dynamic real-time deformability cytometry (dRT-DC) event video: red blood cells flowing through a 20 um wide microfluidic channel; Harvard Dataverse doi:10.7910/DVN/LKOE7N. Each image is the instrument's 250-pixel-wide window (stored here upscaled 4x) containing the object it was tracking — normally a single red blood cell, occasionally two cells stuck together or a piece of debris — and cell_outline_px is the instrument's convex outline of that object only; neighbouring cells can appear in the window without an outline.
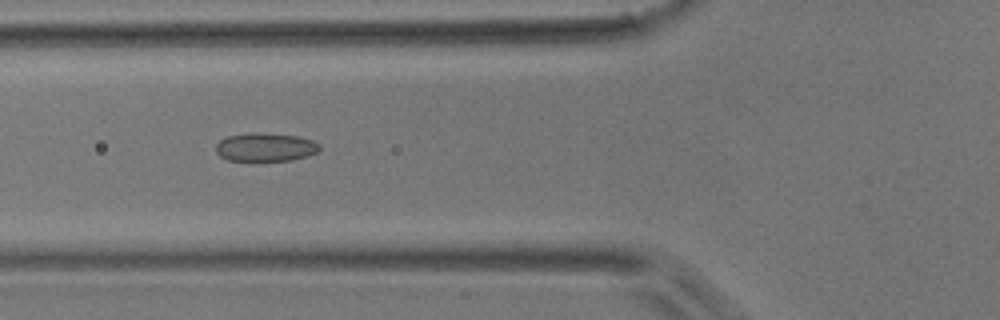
{"species": "common noctule bat (a hibernating species)", "species_latin": "Nyctalus noctula", "temperature_condition": "room temperature", "stored_images_in_passage": 36, "camera_frame_rate_fps": 3000, "um_per_image_px": 0.085, "animal": {"sex": "male", "body_mass_g": 17.9}, "frame": {"image": 1, "passage_image": 8, "time_ms": 2.333, "image_size_px": [1000, 320], "cell_outline_px": [[320, 148], [316, 152], [292, 160], [228, 160], [220, 156], [216, 152], [216, 144], [220, 140], [228, 136], [252, 132], [296, 136], [312, 140], [320, 144]], "centroid_in_image_um": [22.53, 12.5], "position_along_channel_um": 103.3, "area_um2": 16.88}}
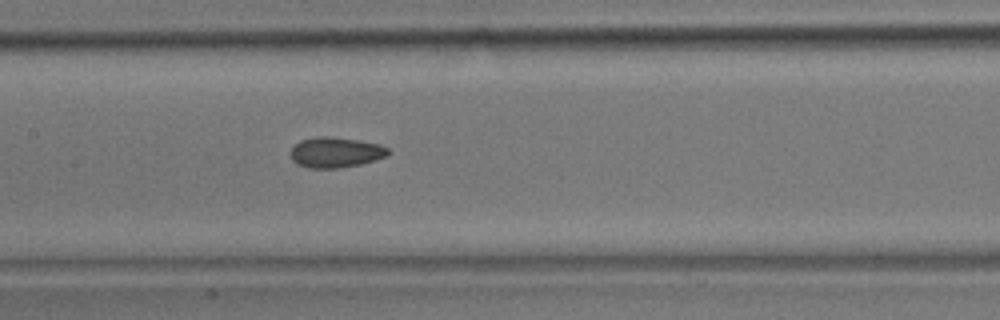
{"frame": {"image": 2, "passage_image": 13, "time_ms": 4.0, "image_size_px": [1000, 320], "cell_outline_px": [[388, 152], [384, 156], [376, 160], [360, 164], [336, 168], [308, 168], [296, 164], [292, 160], [292, 148], [300, 140], [320, 136], [332, 136], [380, 144], [388, 148]], "centroid_in_image_um": [28.5, 12.95], "position_along_channel_um": 178.9, "area_um2": 17.11}}
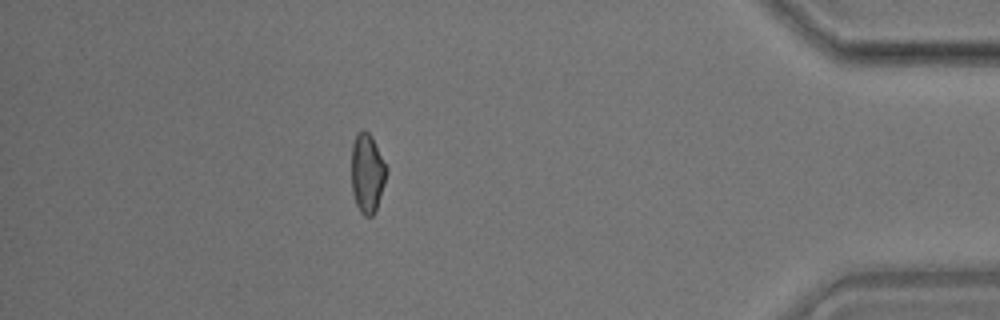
{"frame": {"image": 3, "passage_image": 31, "time_ms": 10.0, "image_size_px": [1000, 320], "cell_outline_px": [[388, 172], [376, 212], [372, 216], [364, 216], [360, 212], [356, 204], [352, 192], [352, 144], [356, 132], [364, 128], [372, 136], [388, 168]], "centroid_in_image_um": [31.23, 14.7], "position_along_channel_um": 404.0, "area_um2": 16.53}}